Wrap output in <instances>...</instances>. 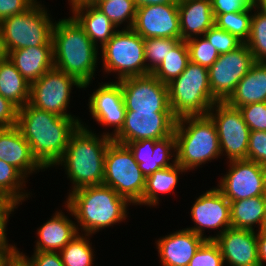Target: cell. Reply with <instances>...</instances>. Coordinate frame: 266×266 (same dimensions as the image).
<instances>
[{"label":"cell","instance_id":"cell-1","mask_svg":"<svg viewBox=\"0 0 266 266\" xmlns=\"http://www.w3.org/2000/svg\"><path fill=\"white\" fill-rule=\"evenodd\" d=\"M80 125L76 116H59L29 103L18 109L16 126L29 143L32 155L45 169L62 158L70 137Z\"/></svg>","mask_w":266,"mask_h":266},{"label":"cell","instance_id":"cell-2","mask_svg":"<svg viewBox=\"0 0 266 266\" xmlns=\"http://www.w3.org/2000/svg\"><path fill=\"white\" fill-rule=\"evenodd\" d=\"M54 67L87 88L95 77L98 49L73 17L55 21L52 32Z\"/></svg>","mask_w":266,"mask_h":266},{"label":"cell","instance_id":"cell-3","mask_svg":"<svg viewBox=\"0 0 266 266\" xmlns=\"http://www.w3.org/2000/svg\"><path fill=\"white\" fill-rule=\"evenodd\" d=\"M111 141L109 132L99 136L83 124L72 134L64 155L55 164L65 166L73 184L71 192L103 183L105 154Z\"/></svg>","mask_w":266,"mask_h":266},{"label":"cell","instance_id":"cell-4","mask_svg":"<svg viewBox=\"0 0 266 266\" xmlns=\"http://www.w3.org/2000/svg\"><path fill=\"white\" fill-rule=\"evenodd\" d=\"M67 202V203H66ZM65 207L77 220V230L92 235L126 219L129 202L104 184L69 192ZM78 226L80 228H78Z\"/></svg>","mask_w":266,"mask_h":266},{"label":"cell","instance_id":"cell-5","mask_svg":"<svg viewBox=\"0 0 266 266\" xmlns=\"http://www.w3.org/2000/svg\"><path fill=\"white\" fill-rule=\"evenodd\" d=\"M174 136L176 163L186 171L218 159L221 154L217 128L209 115L177 119Z\"/></svg>","mask_w":266,"mask_h":266},{"label":"cell","instance_id":"cell-6","mask_svg":"<svg viewBox=\"0 0 266 266\" xmlns=\"http://www.w3.org/2000/svg\"><path fill=\"white\" fill-rule=\"evenodd\" d=\"M169 106L176 119L208 115L218 102L209 86L208 68L188 62L186 69L168 84Z\"/></svg>","mask_w":266,"mask_h":266},{"label":"cell","instance_id":"cell-7","mask_svg":"<svg viewBox=\"0 0 266 266\" xmlns=\"http://www.w3.org/2000/svg\"><path fill=\"white\" fill-rule=\"evenodd\" d=\"M130 204H138L145 190L146 176L125 144L111 141L105 154L103 183Z\"/></svg>","mask_w":266,"mask_h":266},{"label":"cell","instance_id":"cell-8","mask_svg":"<svg viewBox=\"0 0 266 266\" xmlns=\"http://www.w3.org/2000/svg\"><path fill=\"white\" fill-rule=\"evenodd\" d=\"M106 73H118L119 81L151 74L145 63L144 39L132 28L117 30L101 48Z\"/></svg>","mask_w":266,"mask_h":266},{"label":"cell","instance_id":"cell-9","mask_svg":"<svg viewBox=\"0 0 266 266\" xmlns=\"http://www.w3.org/2000/svg\"><path fill=\"white\" fill-rule=\"evenodd\" d=\"M48 11L36 2L24 13L2 20L1 26L6 48L9 51L40 45H53L54 24Z\"/></svg>","mask_w":266,"mask_h":266},{"label":"cell","instance_id":"cell-10","mask_svg":"<svg viewBox=\"0 0 266 266\" xmlns=\"http://www.w3.org/2000/svg\"><path fill=\"white\" fill-rule=\"evenodd\" d=\"M72 86L83 88L75 77L53 67L30 84L29 104L59 116L74 117L67 113Z\"/></svg>","mask_w":266,"mask_h":266},{"label":"cell","instance_id":"cell-11","mask_svg":"<svg viewBox=\"0 0 266 266\" xmlns=\"http://www.w3.org/2000/svg\"><path fill=\"white\" fill-rule=\"evenodd\" d=\"M208 115L217 128L221 155L225 152L229 161L247 159L250 129L241 111L226 102H216Z\"/></svg>","mask_w":266,"mask_h":266},{"label":"cell","instance_id":"cell-12","mask_svg":"<svg viewBox=\"0 0 266 266\" xmlns=\"http://www.w3.org/2000/svg\"><path fill=\"white\" fill-rule=\"evenodd\" d=\"M254 63L253 55L245 43L235 50L219 55L208 68L213 97L218 102H225Z\"/></svg>","mask_w":266,"mask_h":266},{"label":"cell","instance_id":"cell-13","mask_svg":"<svg viewBox=\"0 0 266 266\" xmlns=\"http://www.w3.org/2000/svg\"><path fill=\"white\" fill-rule=\"evenodd\" d=\"M117 82L121 85L126 111L172 112L168 84L160 82L152 73Z\"/></svg>","mask_w":266,"mask_h":266},{"label":"cell","instance_id":"cell-14","mask_svg":"<svg viewBox=\"0 0 266 266\" xmlns=\"http://www.w3.org/2000/svg\"><path fill=\"white\" fill-rule=\"evenodd\" d=\"M228 163L230 168L217 188L229 202L266 195L265 167L248 159L232 160Z\"/></svg>","mask_w":266,"mask_h":266},{"label":"cell","instance_id":"cell-15","mask_svg":"<svg viewBox=\"0 0 266 266\" xmlns=\"http://www.w3.org/2000/svg\"><path fill=\"white\" fill-rule=\"evenodd\" d=\"M176 118L172 112L126 111L121 130L112 140L127 144L140 140H160L174 133Z\"/></svg>","mask_w":266,"mask_h":266},{"label":"cell","instance_id":"cell-16","mask_svg":"<svg viewBox=\"0 0 266 266\" xmlns=\"http://www.w3.org/2000/svg\"><path fill=\"white\" fill-rule=\"evenodd\" d=\"M193 227L186 228L206 240H214L231 227L230 202L216 187L201 194L191 207ZM220 229L216 236H204V229Z\"/></svg>","mask_w":266,"mask_h":266},{"label":"cell","instance_id":"cell-17","mask_svg":"<svg viewBox=\"0 0 266 266\" xmlns=\"http://www.w3.org/2000/svg\"><path fill=\"white\" fill-rule=\"evenodd\" d=\"M132 29L143 39L178 38L181 40L178 3L138 7Z\"/></svg>","mask_w":266,"mask_h":266},{"label":"cell","instance_id":"cell-18","mask_svg":"<svg viewBox=\"0 0 266 266\" xmlns=\"http://www.w3.org/2000/svg\"><path fill=\"white\" fill-rule=\"evenodd\" d=\"M89 112L102 126H114L112 138L123 127L126 108L121 85L118 82L102 83L89 97Z\"/></svg>","mask_w":266,"mask_h":266},{"label":"cell","instance_id":"cell-19","mask_svg":"<svg viewBox=\"0 0 266 266\" xmlns=\"http://www.w3.org/2000/svg\"><path fill=\"white\" fill-rule=\"evenodd\" d=\"M258 233L255 230L228 228L214 241L218 244L223 262L230 266H260Z\"/></svg>","mask_w":266,"mask_h":266},{"label":"cell","instance_id":"cell-20","mask_svg":"<svg viewBox=\"0 0 266 266\" xmlns=\"http://www.w3.org/2000/svg\"><path fill=\"white\" fill-rule=\"evenodd\" d=\"M126 145L133 153L135 160L139 164V168L146 177L155 171L176 163V139L174 133L160 140L148 139L133 141ZM172 156L174 160L171 163L170 159Z\"/></svg>","mask_w":266,"mask_h":266},{"label":"cell","instance_id":"cell-21","mask_svg":"<svg viewBox=\"0 0 266 266\" xmlns=\"http://www.w3.org/2000/svg\"><path fill=\"white\" fill-rule=\"evenodd\" d=\"M0 160L17 168L25 177L45 169L32 155L29 143L17 126L0 128Z\"/></svg>","mask_w":266,"mask_h":266},{"label":"cell","instance_id":"cell-22","mask_svg":"<svg viewBox=\"0 0 266 266\" xmlns=\"http://www.w3.org/2000/svg\"><path fill=\"white\" fill-rule=\"evenodd\" d=\"M205 240L186 228L159 238L155 243L162 266H188Z\"/></svg>","mask_w":266,"mask_h":266},{"label":"cell","instance_id":"cell-23","mask_svg":"<svg viewBox=\"0 0 266 266\" xmlns=\"http://www.w3.org/2000/svg\"><path fill=\"white\" fill-rule=\"evenodd\" d=\"M181 40L203 36L215 25L211 0H178Z\"/></svg>","mask_w":266,"mask_h":266},{"label":"cell","instance_id":"cell-24","mask_svg":"<svg viewBox=\"0 0 266 266\" xmlns=\"http://www.w3.org/2000/svg\"><path fill=\"white\" fill-rule=\"evenodd\" d=\"M8 58L29 84L54 67L53 45L12 50Z\"/></svg>","mask_w":266,"mask_h":266},{"label":"cell","instance_id":"cell-25","mask_svg":"<svg viewBox=\"0 0 266 266\" xmlns=\"http://www.w3.org/2000/svg\"><path fill=\"white\" fill-rule=\"evenodd\" d=\"M62 212H57L37 232L39 236L34 252H60L80 232L76 223Z\"/></svg>","mask_w":266,"mask_h":266},{"label":"cell","instance_id":"cell-26","mask_svg":"<svg viewBox=\"0 0 266 266\" xmlns=\"http://www.w3.org/2000/svg\"><path fill=\"white\" fill-rule=\"evenodd\" d=\"M225 102L235 108L266 102V62H255Z\"/></svg>","mask_w":266,"mask_h":266},{"label":"cell","instance_id":"cell-27","mask_svg":"<svg viewBox=\"0 0 266 266\" xmlns=\"http://www.w3.org/2000/svg\"><path fill=\"white\" fill-rule=\"evenodd\" d=\"M71 10L72 17L97 48L98 42L102 48L117 31L115 25L95 5H84Z\"/></svg>","mask_w":266,"mask_h":266},{"label":"cell","instance_id":"cell-28","mask_svg":"<svg viewBox=\"0 0 266 266\" xmlns=\"http://www.w3.org/2000/svg\"><path fill=\"white\" fill-rule=\"evenodd\" d=\"M231 227L258 231L266 228V195L230 202ZM255 225V226H254Z\"/></svg>","mask_w":266,"mask_h":266},{"label":"cell","instance_id":"cell-29","mask_svg":"<svg viewBox=\"0 0 266 266\" xmlns=\"http://www.w3.org/2000/svg\"><path fill=\"white\" fill-rule=\"evenodd\" d=\"M0 95L18 109L29 103L30 84L9 58L0 61Z\"/></svg>","mask_w":266,"mask_h":266},{"label":"cell","instance_id":"cell-30","mask_svg":"<svg viewBox=\"0 0 266 266\" xmlns=\"http://www.w3.org/2000/svg\"><path fill=\"white\" fill-rule=\"evenodd\" d=\"M187 172L181 165L175 163L153 172L146 177L143 197L138 205L156 206L159 204V193H169L177 187L180 172Z\"/></svg>","mask_w":266,"mask_h":266},{"label":"cell","instance_id":"cell-31","mask_svg":"<svg viewBox=\"0 0 266 266\" xmlns=\"http://www.w3.org/2000/svg\"><path fill=\"white\" fill-rule=\"evenodd\" d=\"M189 62V52L185 40L173 47L163 62L152 72L162 83L169 84L184 72Z\"/></svg>","mask_w":266,"mask_h":266},{"label":"cell","instance_id":"cell-32","mask_svg":"<svg viewBox=\"0 0 266 266\" xmlns=\"http://www.w3.org/2000/svg\"><path fill=\"white\" fill-rule=\"evenodd\" d=\"M89 236L91 235L78 234L59 252L64 266H92L94 264V250Z\"/></svg>","mask_w":266,"mask_h":266},{"label":"cell","instance_id":"cell-33","mask_svg":"<svg viewBox=\"0 0 266 266\" xmlns=\"http://www.w3.org/2000/svg\"><path fill=\"white\" fill-rule=\"evenodd\" d=\"M25 176L14 166L0 160V195L13 199L18 204L28 198V192H22L26 184ZM21 191V192H20ZM28 193V194H27Z\"/></svg>","mask_w":266,"mask_h":266},{"label":"cell","instance_id":"cell-34","mask_svg":"<svg viewBox=\"0 0 266 266\" xmlns=\"http://www.w3.org/2000/svg\"><path fill=\"white\" fill-rule=\"evenodd\" d=\"M254 4L246 11L219 14L215 17V25L233 36H236L243 43H246L250 35L251 18ZM251 12V13H250Z\"/></svg>","mask_w":266,"mask_h":266},{"label":"cell","instance_id":"cell-35","mask_svg":"<svg viewBox=\"0 0 266 266\" xmlns=\"http://www.w3.org/2000/svg\"><path fill=\"white\" fill-rule=\"evenodd\" d=\"M254 9L250 35L245 44L250 49L255 62H266V13L256 5V2Z\"/></svg>","mask_w":266,"mask_h":266},{"label":"cell","instance_id":"cell-36","mask_svg":"<svg viewBox=\"0 0 266 266\" xmlns=\"http://www.w3.org/2000/svg\"><path fill=\"white\" fill-rule=\"evenodd\" d=\"M94 5L105 14L116 28L125 21L127 26L124 29L133 28L137 9L134 0L97 1Z\"/></svg>","mask_w":266,"mask_h":266},{"label":"cell","instance_id":"cell-37","mask_svg":"<svg viewBox=\"0 0 266 266\" xmlns=\"http://www.w3.org/2000/svg\"><path fill=\"white\" fill-rule=\"evenodd\" d=\"M181 40L178 38H146L144 39L145 63L152 73L166 58L170 50Z\"/></svg>","mask_w":266,"mask_h":266},{"label":"cell","instance_id":"cell-38","mask_svg":"<svg viewBox=\"0 0 266 266\" xmlns=\"http://www.w3.org/2000/svg\"><path fill=\"white\" fill-rule=\"evenodd\" d=\"M202 38V39H201ZM189 52V61L209 68L220 55L216 48L204 36L192 37L186 40Z\"/></svg>","mask_w":266,"mask_h":266},{"label":"cell","instance_id":"cell-39","mask_svg":"<svg viewBox=\"0 0 266 266\" xmlns=\"http://www.w3.org/2000/svg\"><path fill=\"white\" fill-rule=\"evenodd\" d=\"M220 248L214 240H205L195 252L188 266H223Z\"/></svg>","mask_w":266,"mask_h":266},{"label":"cell","instance_id":"cell-40","mask_svg":"<svg viewBox=\"0 0 266 266\" xmlns=\"http://www.w3.org/2000/svg\"><path fill=\"white\" fill-rule=\"evenodd\" d=\"M203 36L216 48L220 55L235 50L243 44L236 36L218 28L216 25L211 27Z\"/></svg>","mask_w":266,"mask_h":266},{"label":"cell","instance_id":"cell-41","mask_svg":"<svg viewBox=\"0 0 266 266\" xmlns=\"http://www.w3.org/2000/svg\"><path fill=\"white\" fill-rule=\"evenodd\" d=\"M238 109L250 131H266V102L252 103Z\"/></svg>","mask_w":266,"mask_h":266},{"label":"cell","instance_id":"cell-42","mask_svg":"<svg viewBox=\"0 0 266 266\" xmlns=\"http://www.w3.org/2000/svg\"><path fill=\"white\" fill-rule=\"evenodd\" d=\"M247 159L266 168V131H250Z\"/></svg>","mask_w":266,"mask_h":266},{"label":"cell","instance_id":"cell-43","mask_svg":"<svg viewBox=\"0 0 266 266\" xmlns=\"http://www.w3.org/2000/svg\"><path fill=\"white\" fill-rule=\"evenodd\" d=\"M255 0H211L214 17L219 14L246 11Z\"/></svg>","mask_w":266,"mask_h":266},{"label":"cell","instance_id":"cell-44","mask_svg":"<svg viewBox=\"0 0 266 266\" xmlns=\"http://www.w3.org/2000/svg\"><path fill=\"white\" fill-rule=\"evenodd\" d=\"M18 205L19 204L13 199L0 195V246H13L8 244L7 234L5 232L9 215L14 212V209L17 208Z\"/></svg>","mask_w":266,"mask_h":266},{"label":"cell","instance_id":"cell-45","mask_svg":"<svg viewBox=\"0 0 266 266\" xmlns=\"http://www.w3.org/2000/svg\"><path fill=\"white\" fill-rule=\"evenodd\" d=\"M37 0H0V22L10 16L24 13Z\"/></svg>","mask_w":266,"mask_h":266},{"label":"cell","instance_id":"cell-46","mask_svg":"<svg viewBox=\"0 0 266 266\" xmlns=\"http://www.w3.org/2000/svg\"><path fill=\"white\" fill-rule=\"evenodd\" d=\"M18 108L0 95V128L17 125Z\"/></svg>","mask_w":266,"mask_h":266},{"label":"cell","instance_id":"cell-47","mask_svg":"<svg viewBox=\"0 0 266 266\" xmlns=\"http://www.w3.org/2000/svg\"><path fill=\"white\" fill-rule=\"evenodd\" d=\"M23 255L27 258L32 266H64L59 252H34L30 258L24 253Z\"/></svg>","mask_w":266,"mask_h":266},{"label":"cell","instance_id":"cell-48","mask_svg":"<svg viewBox=\"0 0 266 266\" xmlns=\"http://www.w3.org/2000/svg\"><path fill=\"white\" fill-rule=\"evenodd\" d=\"M258 245V258L260 266H264L266 263V228L264 230L258 231L257 236Z\"/></svg>","mask_w":266,"mask_h":266},{"label":"cell","instance_id":"cell-49","mask_svg":"<svg viewBox=\"0 0 266 266\" xmlns=\"http://www.w3.org/2000/svg\"><path fill=\"white\" fill-rule=\"evenodd\" d=\"M16 246H0V266H6L11 258L18 252Z\"/></svg>","mask_w":266,"mask_h":266},{"label":"cell","instance_id":"cell-50","mask_svg":"<svg viewBox=\"0 0 266 266\" xmlns=\"http://www.w3.org/2000/svg\"><path fill=\"white\" fill-rule=\"evenodd\" d=\"M6 266H32L27 258L19 251L11 258Z\"/></svg>","mask_w":266,"mask_h":266},{"label":"cell","instance_id":"cell-51","mask_svg":"<svg viewBox=\"0 0 266 266\" xmlns=\"http://www.w3.org/2000/svg\"><path fill=\"white\" fill-rule=\"evenodd\" d=\"M136 7L146 6V5H157L166 3H178V0H134Z\"/></svg>","mask_w":266,"mask_h":266},{"label":"cell","instance_id":"cell-52","mask_svg":"<svg viewBox=\"0 0 266 266\" xmlns=\"http://www.w3.org/2000/svg\"><path fill=\"white\" fill-rule=\"evenodd\" d=\"M8 58V50L6 48L5 40L3 37L2 26L0 23V61Z\"/></svg>","mask_w":266,"mask_h":266},{"label":"cell","instance_id":"cell-53","mask_svg":"<svg viewBox=\"0 0 266 266\" xmlns=\"http://www.w3.org/2000/svg\"><path fill=\"white\" fill-rule=\"evenodd\" d=\"M71 9H75L84 5H94L98 0H68Z\"/></svg>","mask_w":266,"mask_h":266},{"label":"cell","instance_id":"cell-54","mask_svg":"<svg viewBox=\"0 0 266 266\" xmlns=\"http://www.w3.org/2000/svg\"><path fill=\"white\" fill-rule=\"evenodd\" d=\"M256 5L266 13V0H255Z\"/></svg>","mask_w":266,"mask_h":266}]
</instances>
